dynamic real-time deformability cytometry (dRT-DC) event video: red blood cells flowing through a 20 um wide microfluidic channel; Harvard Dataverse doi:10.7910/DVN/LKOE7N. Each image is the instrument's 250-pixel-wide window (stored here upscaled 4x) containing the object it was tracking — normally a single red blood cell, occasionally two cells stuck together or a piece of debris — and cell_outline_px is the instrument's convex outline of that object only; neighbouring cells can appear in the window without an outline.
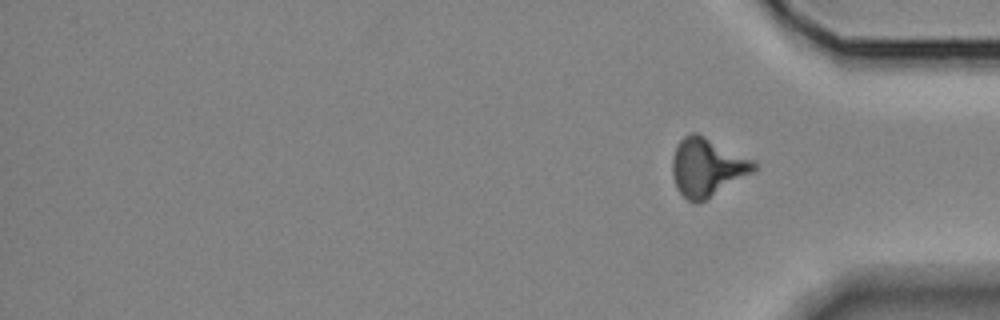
{"species": "Egyptian fruit bat (a non-hibernating species)", "species_latin": "Rousettus aegyptiacus", "temperature_condition": "room temperature", "stored_images_in_passage": 16, "segment_of_instrument_passage": [2, 2], "camera_frame_rate_fps": 3000, "um_per_image_px": 0.085, "animal": {"sex": "female"}, "frame": {"image": 1, "passage_image": 16, "time_ms": 19.333, "image_size_px": [1000, 320], "cell_outline_px": [[756, 168], [752, 172], [704, 200], [696, 204], [688, 200], [676, 188], [672, 176], [672, 156], [680, 140], [684, 136], [692, 132], [696, 132], [752, 160], [756, 164]], "centroid_in_image_um": [60.04, 14.21], "position_along_channel_um": 375.2, "area_um2": 26.99}}